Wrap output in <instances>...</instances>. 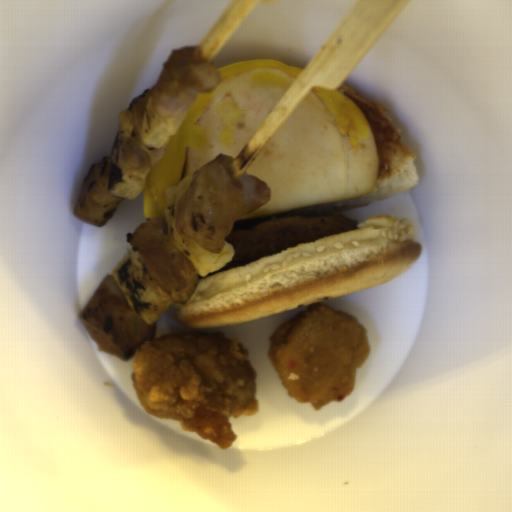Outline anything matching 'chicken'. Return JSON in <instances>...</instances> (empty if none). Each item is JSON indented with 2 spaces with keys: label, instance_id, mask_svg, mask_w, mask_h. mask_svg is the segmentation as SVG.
Instances as JSON below:
<instances>
[{
  "label": "chicken",
  "instance_id": "ae283196",
  "mask_svg": "<svg viewBox=\"0 0 512 512\" xmlns=\"http://www.w3.org/2000/svg\"><path fill=\"white\" fill-rule=\"evenodd\" d=\"M131 375L145 413L178 420L222 449L238 439L231 421L259 410L257 374L243 341L220 331H176L141 344Z\"/></svg>",
  "mask_w": 512,
  "mask_h": 512
},
{
  "label": "chicken",
  "instance_id": "52989762",
  "mask_svg": "<svg viewBox=\"0 0 512 512\" xmlns=\"http://www.w3.org/2000/svg\"><path fill=\"white\" fill-rule=\"evenodd\" d=\"M270 363L288 397L317 412L343 402L369 356L368 333L349 312L308 306L269 338Z\"/></svg>",
  "mask_w": 512,
  "mask_h": 512
}]
</instances>
